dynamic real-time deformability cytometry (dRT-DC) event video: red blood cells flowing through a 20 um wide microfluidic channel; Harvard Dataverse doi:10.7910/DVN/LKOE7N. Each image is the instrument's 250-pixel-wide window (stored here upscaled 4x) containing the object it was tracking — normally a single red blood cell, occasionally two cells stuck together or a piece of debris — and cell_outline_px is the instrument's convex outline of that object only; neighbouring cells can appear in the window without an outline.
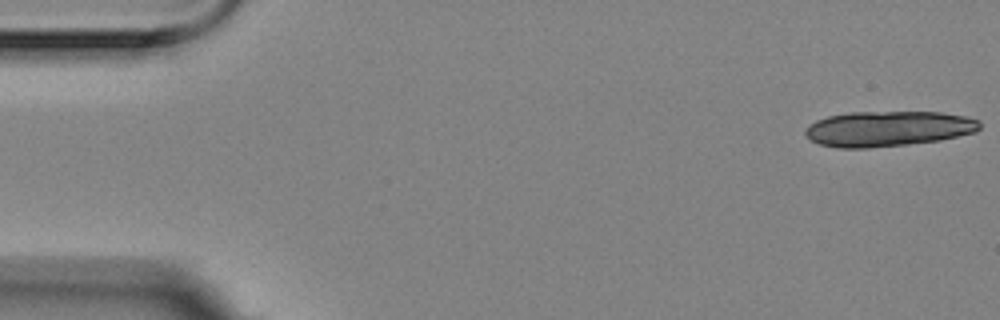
{"species": "Egyptian fruit bat (a non-hibernating species)", "species_latin": "Rousettus aegyptiacus", "temperature_condition": "room temperature", "stored_images_in_passage": 18, "camera_frame_rate_fps": 3000, "um_per_image_px": 0.085, "animal": {"sex": "female"}, "frame": {"image": 1, "passage_image": 1, "time_ms": 0.0, "image_size_px": [1000, 320], "cell_outline_px": [[980, 128], [976, 132], [940, 140], [868, 148], [840, 148], [820, 144], [812, 140], [804, 132], [808, 124], [816, 120], [828, 116], [848, 112], [940, 112], [964, 116], [980, 120]], "centroid_in_image_um": [75.48, 10.93], "position_along_channel_um": 9.5, "area_um2": 35.84}}